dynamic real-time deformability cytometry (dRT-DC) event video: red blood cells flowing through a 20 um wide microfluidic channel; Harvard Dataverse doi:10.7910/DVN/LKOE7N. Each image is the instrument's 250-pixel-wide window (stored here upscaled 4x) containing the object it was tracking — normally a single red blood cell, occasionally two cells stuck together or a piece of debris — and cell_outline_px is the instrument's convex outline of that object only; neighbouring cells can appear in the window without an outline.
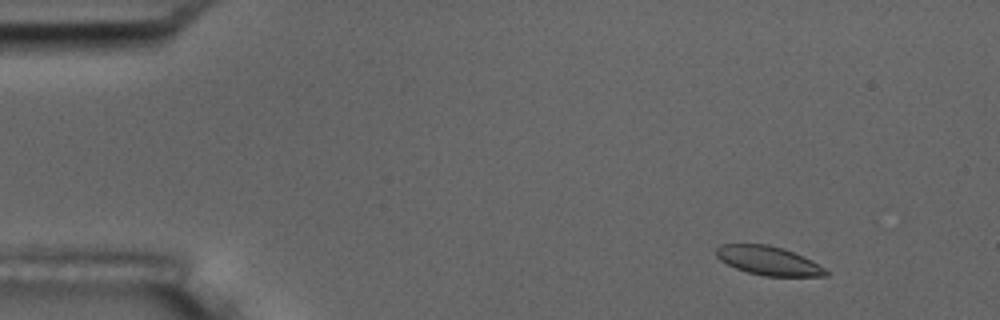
{"species": "common noctule bat (a hibernating species)", "species_latin": "Nyctalus noctula", "temperature_condition": "room temperature", "stored_images_in_passage": 5, "camera_frame_rate_fps": 3000, "um_per_image_px": 0.085, "animal": {"sex": "male", "body_mass_g": 17.5, "forearm_length_mm": 52.3}, "frame": {"image": 1, "passage_image": 2, "time_ms": 1.333, "image_size_px": [1000, 320], "cell_outline_px": [[828, 276], [764, 276], [748, 272], [736, 268], [720, 260], [716, 256], [716, 248], [720, 244], [768, 244], [804, 256], [824, 268], [828, 272]], "centroid_in_image_um": [65.29, 22.16], "position_along_channel_um": 19.7, "area_um2": 18.26}}
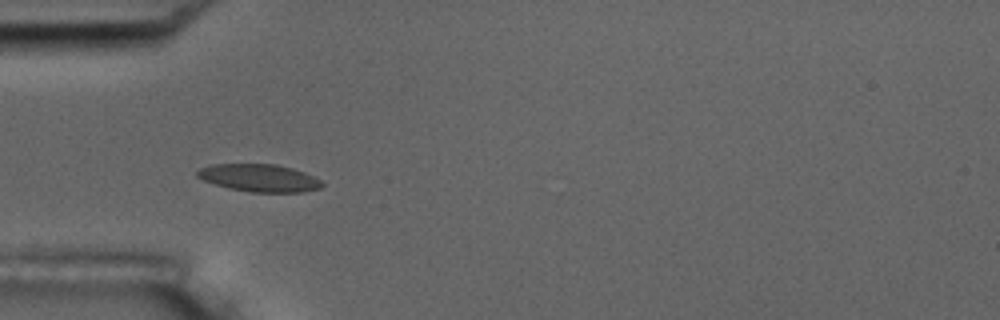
{"frame": {"image": 2, "passage_image": 5, "time_ms": 5.0, "image_size_px": [1000, 320], "cell_outline_px": [[324, 184], [320, 188], [304, 192], [252, 192], [228, 188], [204, 180], [196, 176], [196, 172], [200, 168], [208, 164], [276, 164], [292, 168], [304, 172], [320, 180]], "centroid_in_image_um": [22.03, 15.12], "position_along_channel_um": 63.0, "area_um2": 20.0}}